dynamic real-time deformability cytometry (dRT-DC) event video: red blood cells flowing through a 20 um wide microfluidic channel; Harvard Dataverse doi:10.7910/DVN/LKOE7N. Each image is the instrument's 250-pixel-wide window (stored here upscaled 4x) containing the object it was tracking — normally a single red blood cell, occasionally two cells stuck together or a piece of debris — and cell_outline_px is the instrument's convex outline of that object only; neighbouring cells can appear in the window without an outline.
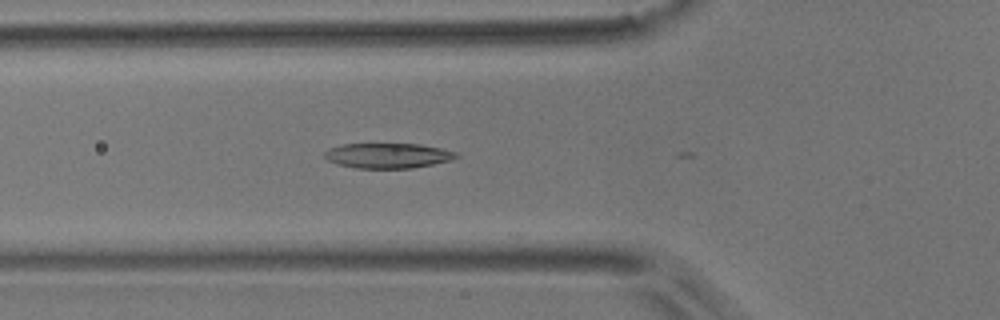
{"species": "common noctule bat (a hibernating species)", "species_latin": "Nyctalus noctula", "temperature_condition": "room temperature", "stored_images_in_passage": 23, "camera_frame_rate_fps": 3000, "um_per_image_px": 0.085, "animal": {"sex": "male", "body_mass_g": 17.9}, "frame": {"image": 1, "passage_image": 19, "time_ms": 6.0, "image_size_px": [1000, 320], "cell_outline_px": [[460, 156], [452, 160], [412, 168], [356, 168], [336, 164], [328, 160], [324, 156], [324, 152], [328, 148], [340, 144], [420, 144], [440, 148], [456, 152]], "centroid_in_image_um": [32.94, 13.22], "position_along_channel_um": 92.9, "area_um2": 19.31}}
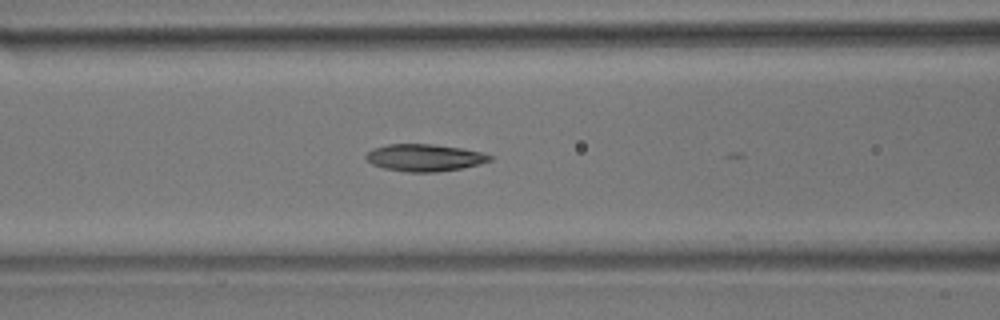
{"frame": {"image": 2, "passage_image": 22, "time_ms": 7.0, "image_size_px": [1000, 320], "cell_outline_px": [[496, 156], [492, 160], [480, 164], [460, 168], [436, 172], [408, 172], [384, 168], [372, 164], [364, 156], [372, 148], [388, 144], [432, 144], [460, 148], [480, 152]], "centroid_in_image_um": [36.09, 13.4], "position_along_channel_um": 130.5, "area_um2": 19.54}}